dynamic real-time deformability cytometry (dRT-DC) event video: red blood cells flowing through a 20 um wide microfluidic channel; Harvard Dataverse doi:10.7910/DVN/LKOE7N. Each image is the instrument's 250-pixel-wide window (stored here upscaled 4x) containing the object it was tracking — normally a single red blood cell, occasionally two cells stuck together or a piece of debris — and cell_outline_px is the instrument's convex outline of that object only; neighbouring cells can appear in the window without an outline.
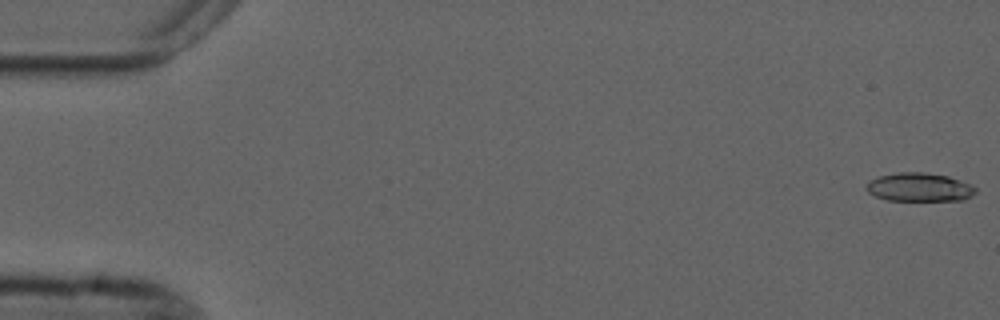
{"species": "common noctule bat (a hibernating species)", "species_latin": "Nyctalus noctula", "temperature_condition": "cold", "stored_images_in_passage": 2, "camera_frame_rate_fps": 3000, "um_per_image_px": 0.085, "animal": {"sex": "male", "forearm_length_mm": 52.5}, "frame": {"image": 1, "passage_image": 1, "time_ms": 0.0, "image_size_px": [1000, 320], "cell_outline_px": [[976, 192], [972, 196], [964, 200], [888, 200], [876, 196], [868, 192], [864, 188], [868, 180], [880, 176], [900, 172], [924, 172], [948, 176], [960, 180], [976, 188]], "centroid_in_image_um": [78.13, 15.91], "position_along_channel_um": 6.9, "area_um2": 18.15}}